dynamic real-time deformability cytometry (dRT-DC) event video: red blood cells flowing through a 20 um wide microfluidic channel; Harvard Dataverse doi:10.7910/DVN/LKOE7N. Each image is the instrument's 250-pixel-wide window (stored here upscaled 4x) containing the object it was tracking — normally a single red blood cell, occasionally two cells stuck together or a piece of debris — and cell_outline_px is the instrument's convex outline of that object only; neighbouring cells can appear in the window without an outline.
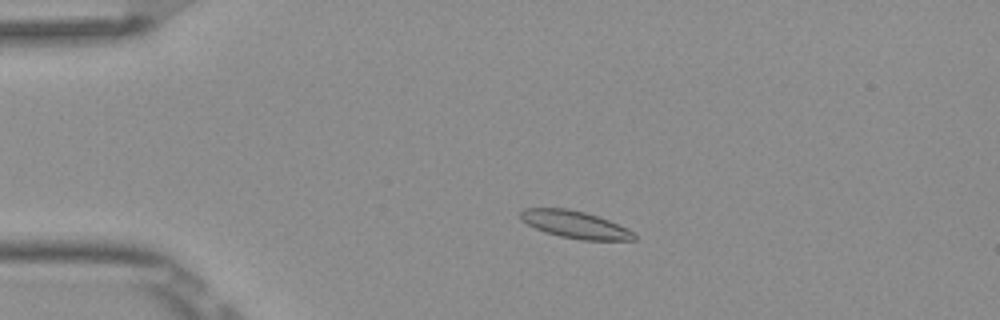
{"species": "Egyptian fruit bat (a non-hibernating species)", "species_latin": "Rousettus aegyptiacus", "temperature_condition": "room temperature", "stored_images_in_passage": 4, "camera_frame_rate_fps": 3000, "um_per_image_px": 0.085, "frame": {"image": 1, "passage_image": 3, "time_ms": 0.667, "image_size_px": [1000, 320], "cell_outline_px": [[636, 240], [580, 240], [560, 236], [544, 232], [520, 220], [520, 212], [524, 208], [568, 208], [584, 212], [608, 220], [628, 228], [636, 232]], "centroid_in_image_um": [48.9, 19.09], "position_along_channel_um": 36.1, "area_um2": 18.15}}